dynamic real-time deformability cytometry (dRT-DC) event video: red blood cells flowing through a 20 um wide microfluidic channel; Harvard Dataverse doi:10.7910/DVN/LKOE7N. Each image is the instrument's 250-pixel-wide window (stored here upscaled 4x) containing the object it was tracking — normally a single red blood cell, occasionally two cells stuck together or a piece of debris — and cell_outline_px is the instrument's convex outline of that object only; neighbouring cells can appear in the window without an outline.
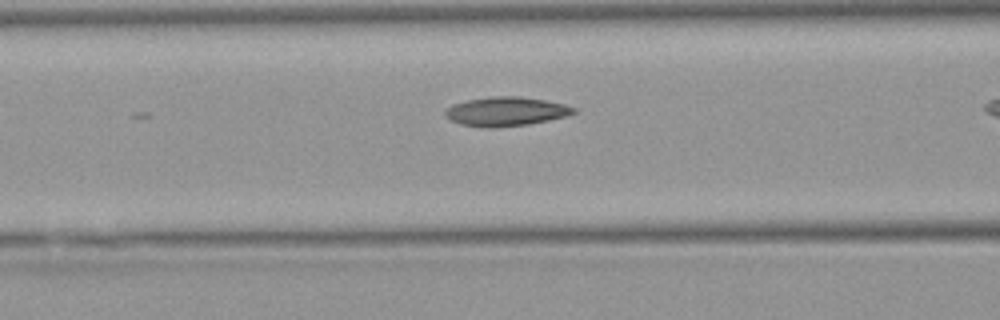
{"species": "Egyptian fruit bat (a non-hibernating species)", "species_latin": "Rousettus aegyptiacus", "temperature_condition": "warm", "stored_images_in_passage": 27, "camera_frame_rate_fps": 3000, "um_per_image_px": 0.085, "animal": {"sex": "female"}, "frame": {"image": 1, "passage_image": 8, "time_ms": 2.333, "image_size_px": [1000, 320], "cell_outline_px": [[576, 112], [568, 116], [528, 124], [492, 128], [488, 128], [460, 124], [444, 116], [444, 108], [452, 104], [464, 100], [488, 96], [520, 96], [544, 100], [564, 104], [576, 108]], "centroid_in_image_um": [42.96, 9.46], "position_along_channel_um": 123.6, "area_um2": 22.02}}
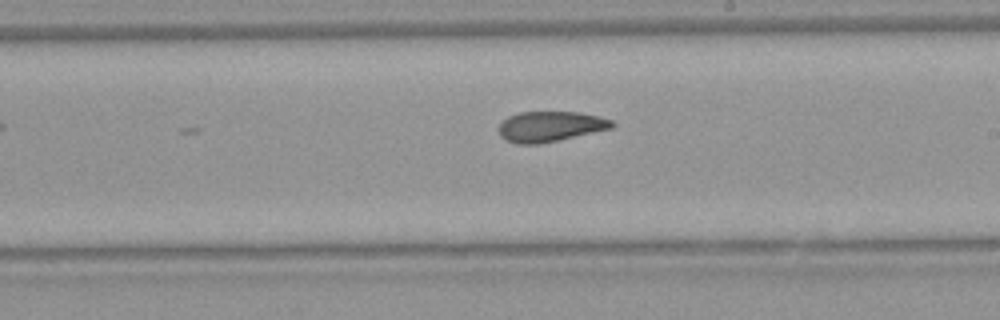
{"frame": {"image": 2, "passage_image": 17, "time_ms": 5.333, "image_size_px": [1000, 320], "cell_outline_px": [[616, 124], [612, 128], [556, 140], [536, 144], [516, 144], [504, 140], [500, 136], [500, 124], [508, 116], [520, 112], [580, 112], [600, 116], [612, 120]], "centroid_in_image_um": [46.77, 10.74], "position_along_channel_um": 242.2, "area_um2": 19.88}}
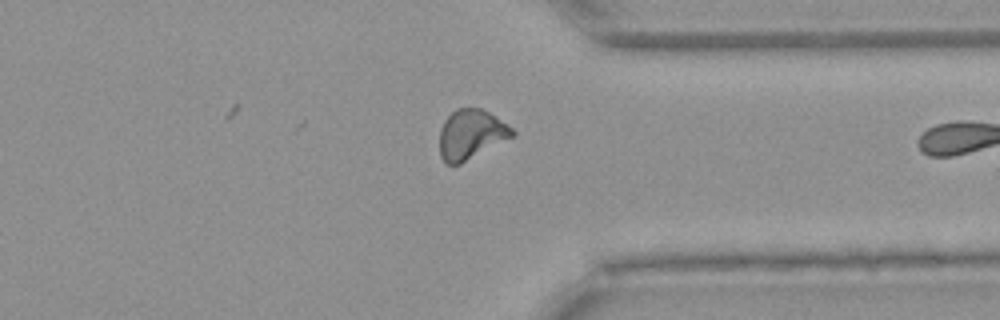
{"frame": {"image": 3, "passage_image": 27, "time_ms": 8.667, "image_size_px": [1000, 320], "cell_outline_px": [[516, 136], [460, 164], [448, 164], [440, 156], [440, 128], [444, 120], [456, 108], [480, 108], [488, 112], [512, 128], [516, 132]], "centroid_in_image_um": [40.05, 11.43], "position_along_channel_um": 371.4, "area_um2": 21.04}, "authors_computed_cell_mechanics": {"area_um2": 20.7502, "velocity_mm_per_s": 3.9676, "shape_relaxation_time_tau1_ms": null, "shape_relaxation_time_tau2_ms": 3.8579, "deformation_change_tau1": null, "deformation_change_tau2": 0.1162}}